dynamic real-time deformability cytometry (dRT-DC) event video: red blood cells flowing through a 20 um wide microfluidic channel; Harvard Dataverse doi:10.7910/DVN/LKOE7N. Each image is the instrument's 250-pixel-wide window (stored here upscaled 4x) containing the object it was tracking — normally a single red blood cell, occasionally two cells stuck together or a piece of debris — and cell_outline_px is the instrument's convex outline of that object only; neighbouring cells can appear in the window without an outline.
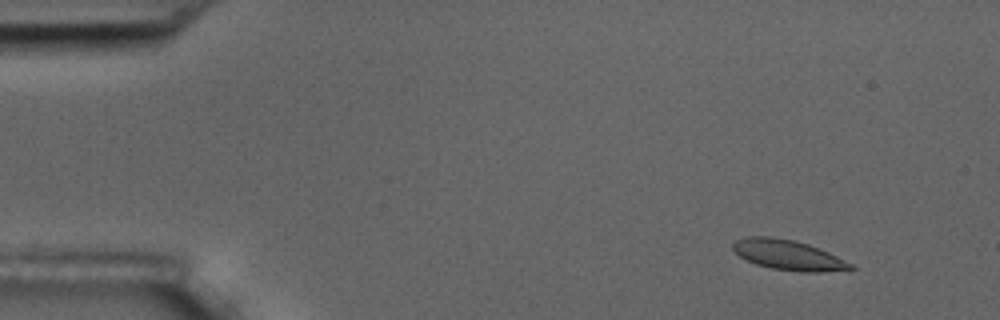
{"species": "common noctule bat (a hibernating species)", "species_latin": "Nyctalus noctula", "temperature_condition": "room temperature", "stored_images_in_passage": 4, "camera_frame_rate_fps": 3000, "um_per_image_px": 0.085, "animal": {"sex": "male", "body_mass_g": 17.5, "forearm_length_mm": 52.3}, "frame": {"image": 1, "passage_image": 1, "time_ms": 0.0, "image_size_px": [1000, 320], "cell_outline_px": [[856, 268], [852, 272], [800, 272], [772, 268], [756, 264], [740, 256], [732, 248], [732, 244], [736, 240], [748, 236], [772, 236], [792, 240], [808, 244], [828, 252], [852, 264]], "centroid_in_image_um": [67.07, 21.7], "position_along_channel_um": 17.9, "area_um2": 20.81}}
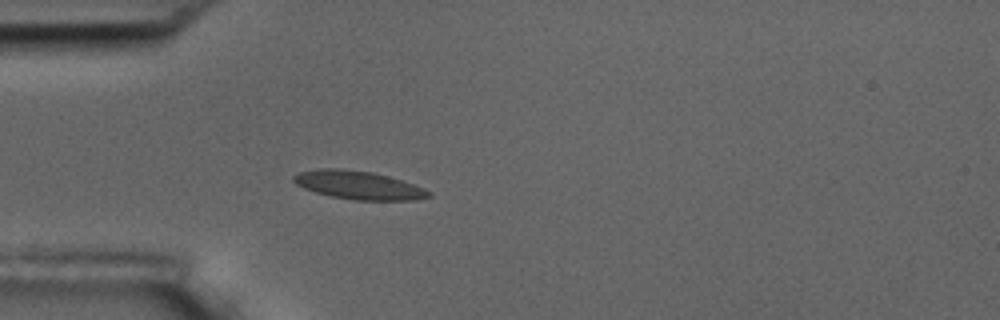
{"frame": {"image": 2, "passage_image": 4, "time_ms": 3.667, "image_size_px": [1000, 320], "cell_outline_px": [[432, 196], [416, 200], [352, 200], [332, 196], [316, 192], [304, 188], [296, 184], [292, 180], [292, 176], [300, 172], [320, 168], [340, 168], [372, 172], [388, 176], [424, 188], [432, 192]], "centroid_in_image_um": [30.47, 15.74], "position_along_channel_um": 54.5, "area_um2": 22.25}}